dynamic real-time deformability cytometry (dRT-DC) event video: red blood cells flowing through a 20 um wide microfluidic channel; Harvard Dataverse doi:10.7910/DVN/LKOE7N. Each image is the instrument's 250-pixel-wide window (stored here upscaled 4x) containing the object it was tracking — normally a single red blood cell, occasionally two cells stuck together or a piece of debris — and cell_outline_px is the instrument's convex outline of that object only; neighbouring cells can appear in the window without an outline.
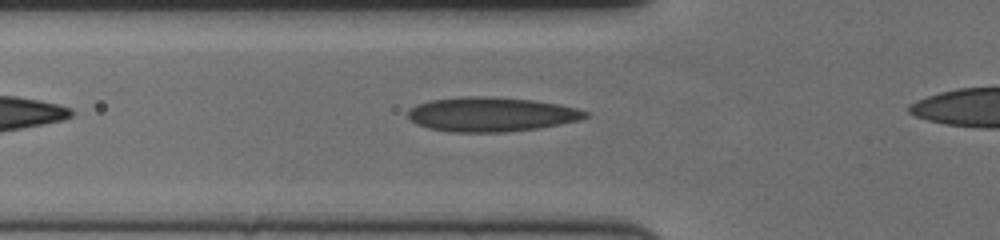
{"species": "human", "species_latin": "Homo sapiens", "temperature_condition": "cold", "stored_images_in_passage": 34, "camera_frame_rate_fps": 3000, "um_per_image_px": 0.085, "donor": {"sex": "female"}, "frame": {"image": 1, "passage_image": 6, "time_ms": 1.667, "image_size_px": [1000, 240], "cell_outline_px": [[588, 116], [580, 120], [540, 128], [504, 132], [452, 132], [428, 128], [416, 124], [408, 116], [408, 108], [416, 104], [428, 100], [460, 96], [492, 96], [532, 100], [560, 104], [576, 108], [588, 112]], "centroid_in_image_um": [41.73, 9.71], "position_along_channel_um": 84.1, "area_um2": 35.89}}
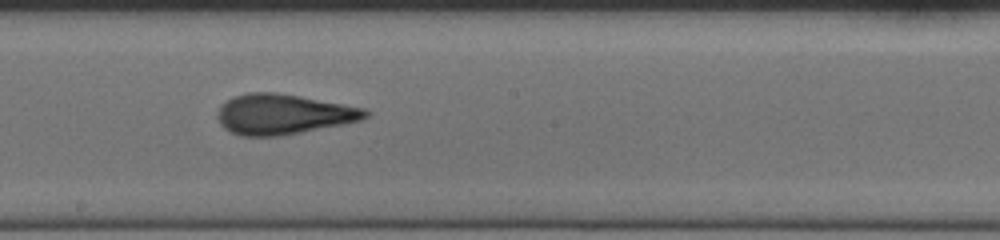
{"frame": {"image": 2, "passage_image": 18, "time_ms": 5.667, "image_size_px": [1000, 240], "cell_outline_px": [[368, 116], [360, 120], [344, 124], [280, 136], [240, 136], [224, 128], [220, 124], [216, 116], [216, 112], [220, 104], [232, 96], [248, 92], [276, 92], [300, 96], [364, 108], [368, 112]], "centroid_in_image_um": [24.0, 9.7], "position_along_channel_um": 224.2, "area_um2": 34.8}}
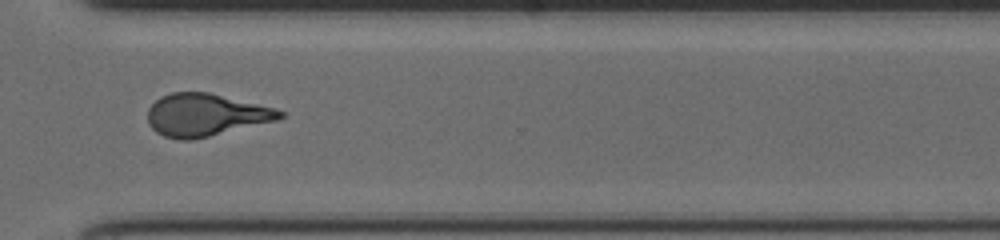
{"frame": {"image": 3, "passage_image": 29, "time_ms": 9.333, "image_size_px": [1000, 240], "cell_outline_px": [[284, 116], [276, 120], [208, 136], [188, 140], [180, 140], [164, 136], [156, 132], [148, 124], [148, 108], [160, 96], [172, 92], [208, 92], [276, 108], [284, 112]], "centroid_in_image_um": [17.44, 9.76], "position_along_channel_um": 353.2, "area_um2": 32.43}}